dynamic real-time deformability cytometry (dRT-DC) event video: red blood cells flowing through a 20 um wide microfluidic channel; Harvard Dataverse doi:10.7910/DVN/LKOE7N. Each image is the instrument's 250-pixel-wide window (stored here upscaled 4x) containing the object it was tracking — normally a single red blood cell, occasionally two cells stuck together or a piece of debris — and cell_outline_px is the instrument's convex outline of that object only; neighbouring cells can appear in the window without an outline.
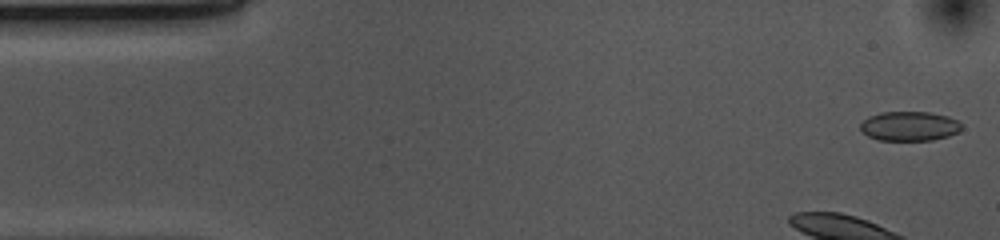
{"species": "common noctule bat (a hibernating species)", "species_latin": "Nyctalus noctula", "temperature_condition": "cold", "stored_images_in_passage": 41, "camera_frame_rate_fps": 3000, "um_per_image_px": 0.085, "animal": {"sex": "female", "body_mass_g": 10.0, "forearm_length_mm": 53.1}, "frame": {"image": 1, "passage_image": 1, "time_ms": 0.0, "image_size_px": [1000, 240], "cell_outline_px": [[960, 132], [948, 136], [932, 140], [880, 140], [868, 136], [860, 128], [860, 124], [868, 116], [880, 112], [928, 112], [948, 116], [956, 120], [960, 124]], "centroid_in_image_um": [77.29, 10.72], "position_along_channel_um": 7.7, "area_um2": 17.28}, "authors_computed_cell_mechanics": {"area_um2": 18.0914, "velocity_mm_per_s": 3.6738, "shape_relaxation_time_tau1_ms": 2.9562, "shape_relaxation_time_tau2_ms": 4.6318, "deformation_change_tau1": 0.1065, "deformation_change_tau2": 0.0994}}